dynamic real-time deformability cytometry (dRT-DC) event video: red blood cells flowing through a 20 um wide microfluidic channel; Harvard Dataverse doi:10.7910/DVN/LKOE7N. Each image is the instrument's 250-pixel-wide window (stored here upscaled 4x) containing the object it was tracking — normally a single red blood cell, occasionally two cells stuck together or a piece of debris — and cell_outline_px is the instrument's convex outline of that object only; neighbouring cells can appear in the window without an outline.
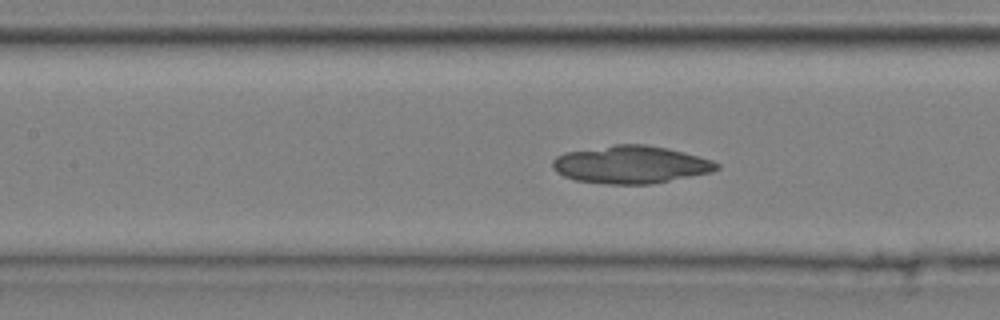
{"species": "common noctule bat (a hibernating species)", "species_latin": "Nyctalus noctula", "temperature_condition": "cold", "stored_images_in_passage": 52, "camera_frame_rate_fps": 3000, "um_per_image_px": 0.085, "animal": {"sex": "male", "body_mass_g": 20.4}, "frame": {"image": 1, "passage_image": 24, "time_ms": 7.667, "image_size_px": [1000, 320], "cell_outline_px": [[720, 168], [712, 172], [652, 184], [608, 184], [576, 180], [564, 176], [556, 172], [552, 168], [552, 160], [556, 156], [564, 152], [616, 144], [644, 144], [668, 148], [684, 152], [712, 160], [720, 164]], "centroid_in_image_um": [53.61, 13.99], "position_along_channel_um": 153.8, "area_um2": 36.18}}
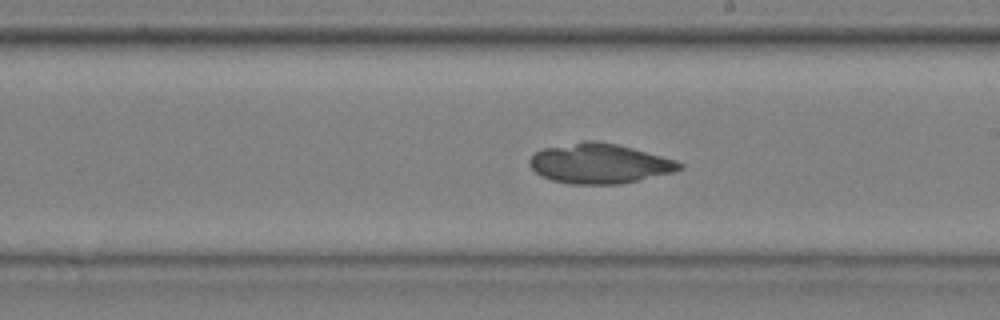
{"frame": {"image": 2, "passage_image": 31, "time_ms": 10.0, "image_size_px": [1000, 320], "cell_outline_px": [[684, 168], [676, 172], [620, 184], [572, 184], [552, 180], [540, 176], [528, 164], [528, 160], [536, 152], [544, 148], [584, 140], [596, 140], [616, 144], [632, 148], [676, 160], [684, 164]], "centroid_in_image_um": [50.97, 13.9], "position_along_channel_um": 238.0, "area_um2": 34.97}}
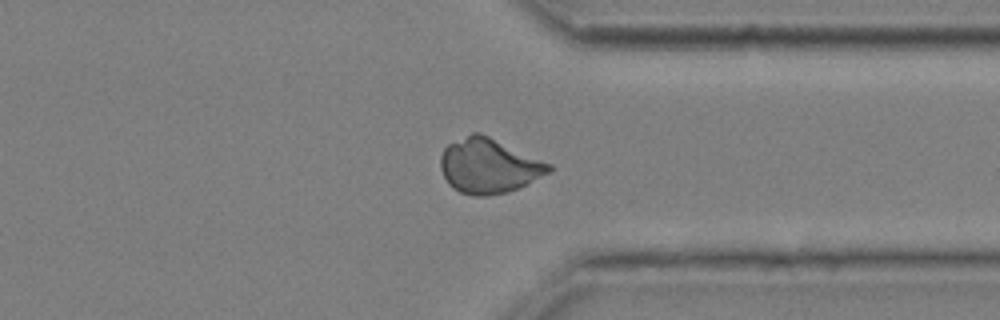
{"frame": {"image": 3, "passage_image": 42, "time_ms": 13.667, "image_size_px": [1000, 320], "cell_outline_px": [[556, 168], [552, 172], [508, 192], [488, 196], [476, 196], [460, 192], [452, 188], [448, 184], [440, 168], [440, 156], [444, 148], [448, 144], [472, 132], [480, 132], [552, 164]], "centroid_in_image_um": [41.56, 14.1], "position_along_channel_um": 369.8, "area_um2": 34.8}}